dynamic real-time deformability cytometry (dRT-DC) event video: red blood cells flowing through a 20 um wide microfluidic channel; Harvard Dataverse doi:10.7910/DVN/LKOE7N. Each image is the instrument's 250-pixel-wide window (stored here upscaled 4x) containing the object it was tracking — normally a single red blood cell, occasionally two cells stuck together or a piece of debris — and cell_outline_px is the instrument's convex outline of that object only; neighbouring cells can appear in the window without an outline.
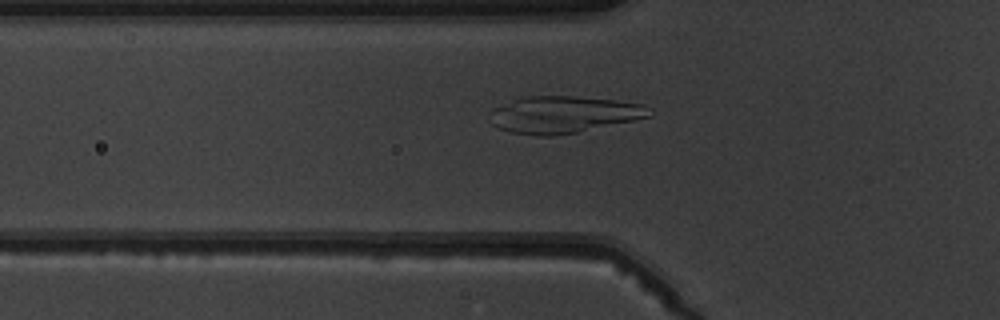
{"species": "common noctule bat (a hibernating species)", "species_latin": "Nyctalus noctula", "temperature_condition": "warm", "stored_images_in_passage": 5, "segment_of_instrument_passage": [2, 2], "camera_frame_rate_fps": 3000, "um_per_image_px": 0.085, "animal": {"sex": "male", "body_mass_g": 19.5, "forearm_length_mm": 54.6}, "frame": {"image": 1, "passage_image": 5, "time_ms": 5.333, "image_size_px": [1000, 320], "cell_outline_px": [[652, 116], [636, 120], [576, 132], [552, 136], [536, 136], [512, 132], [500, 128], [492, 124], [488, 112], [492, 108], [524, 96], [572, 96], [616, 100], [644, 104], [652, 108]], "centroid_in_image_um": [47.92, 9.73], "position_along_channel_um": 77.9, "area_um2": 34.45}}